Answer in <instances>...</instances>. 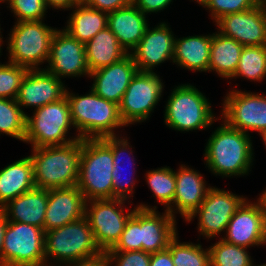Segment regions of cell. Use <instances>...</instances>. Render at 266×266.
I'll use <instances>...</instances> for the list:
<instances>
[{"label": "cell", "mask_w": 266, "mask_h": 266, "mask_svg": "<svg viewBox=\"0 0 266 266\" xmlns=\"http://www.w3.org/2000/svg\"><path fill=\"white\" fill-rule=\"evenodd\" d=\"M249 133L229 127L225 122L209 137L204 153L208 170L224 177L249 174L253 163V146Z\"/></svg>", "instance_id": "1"}, {"label": "cell", "mask_w": 266, "mask_h": 266, "mask_svg": "<svg viewBox=\"0 0 266 266\" xmlns=\"http://www.w3.org/2000/svg\"><path fill=\"white\" fill-rule=\"evenodd\" d=\"M82 139L66 145L32 148L35 187L46 190L77 186Z\"/></svg>", "instance_id": "2"}, {"label": "cell", "mask_w": 266, "mask_h": 266, "mask_svg": "<svg viewBox=\"0 0 266 266\" xmlns=\"http://www.w3.org/2000/svg\"><path fill=\"white\" fill-rule=\"evenodd\" d=\"M86 95H76L66 89L71 119L80 139H102L118 136L115 129L125 127L119 114V105L108 101L92 89Z\"/></svg>", "instance_id": "3"}, {"label": "cell", "mask_w": 266, "mask_h": 266, "mask_svg": "<svg viewBox=\"0 0 266 266\" xmlns=\"http://www.w3.org/2000/svg\"><path fill=\"white\" fill-rule=\"evenodd\" d=\"M102 255L104 253L97 246L85 216L45 232V260L48 264H52L54 259L53 265L58 263L60 266H67L93 260Z\"/></svg>", "instance_id": "4"}, {"label": "cell", "mask_w": 266, "mask_h": 266, "mask_svg": "<svg viewBox=\"0 0 266 266\" xmlns=\"http://www.w3.org/2000/svg\"><path fill=\"white\" fill-rule=\"evenodd\" d=\"M114 159L103 139L82 140L77 186L85 201L113 199Z\"/></svg>", "instance_id": "5"}, {"label": "cell", "mask_w": 266, "mask_h": 266, "mask_svg": "<svg viewBox=\"0 0 266 266\" xmlns=\"http://www.w3.org/2000/svg\"><path fill=\"white\" fill-rule=\"evenodd\" d=\"M172 90L164 111V122L169 128L180 132L203 130L219 120L209 99L196 86L181 84Z\"/></svg>", "instance_id": "6"}, {"label": "cell", "mask_w": 266, "mask_h": 266, "mask_svg": "<svg viewBox=\"0 0 266 266\" xmlns=\"http://www.w3.org/2000/svg\"><path fill=\"white\" fill-rule=\"evenodd\" d=\"M73 126L70 105L66 95L58 101L46 104L34 110L33 116L26 114V133L24 142L32 148L59 146L79 140L67 138V133Z\"/></svg>", "instance_id": "7"}, {"label": "cell", "mask_w": 266, "mask_h": 266, "mask_svg": "<svg viewBox=\"0 0 266 266\" xmlns=\"http://www.w3.org/2000/svg\"><path fill=\"white\" fill-rule=\"evenodd\" d=\"M8 37V59L10 63L28 70L44 69L39 66L48 62L51 40L57 28L41 21L15 22Z\"/></svg>", "instance_id": "8"}, {"label": "cell", "mask_w": 266, "mask_h": 266, "mask_svg": "<svg viewBox=\"0 0 266 266\" xmlns=\"http://www.w3.org/2000/svg\"><path fill=\"white\" fill-rule=\"evenodd\" d=\"M46 263L45 231L26 223L8 221L2 249V266Z\"/></svg>", "instance_id": "9"}, {"label": "cell", "mask_w": 266, "mask_h": 266, "mask_svg": "<svg viewBox=\"0 0 266 266\" xmlns=\"http://www.w3.org/2000/svg\"><path fill=\"white\" fill-rule=\"evenodd\" d=\"M124 199L90 200L85 203L84 216L93 231L94 239L100 250L105 253L119 241L125 224L134 209L125 212ZM124 205V206H123ZM89 206V207H88Z\"/></svg>", "instance_id": "10"}, {"label": "cell", "mask_w": 266, "mask_h": 266, "mask_svg": "<svg viewBox=\"0 0 266 266\" xmlns=\"http://www.w3.org/2000/svg\"><path fill=\"white\" fill-rule=\"evenodd\" d=\"M164 83L155 72L138 71L119 103V114L126 126L148 120L162 97Z\"/></svg>", "instance_id": "11"}, {"label": "cell", "mask_w": 266, "mask_h": 266, "mask_svg": "<svg viewBox=\"0 0 266 266\" xmlns=\"http://www.w3.org/2000/svg\"><path fill=\"white\" fill-rule=\"evenodd\" d=\"M247 198L223 189L211 187L201 205L190 215L186 222L198 217V232L208 239L220 235L236 210Z\"/></svg>", "instance_id": "12"}, {"label": "cell", "mask_w": 266, "mask_h": 266, "mask_svg": "<svg viewBox=\"0 0 266 266\" xmlns=\"http://www.w3.org/2000/svg\"><path fill=\"white\" fill-rule=\"evenodd\" d=\"M223 100L221 119L229 127L247 134L266 130V95L234 89Z\"/></svg>", "instance_id": "13"}, {"label": "cell", "mask_w": 266, "mask_h": 266, "mask_svg": "<svg viewBox=\"0 0 266 266\" xmlns=\"http://www.w3.org/2000/svg\"><path fill=\"white\" fill-rule=\"evenodd\" d=\"M266 232V205L259 197L256 202L245 200L230 219L226 237L222 239L237 246L263 245Z\"/></svg>", "instance_id": "14"}, {"label": "cell", "mask_w": 266, "mask_h": 266, "mask_svg": "<svg viewBox=\"0 0 266 266\" xmlns=\"http://www.w3.org/2000/svg\"><path fill=\"white\" fill-rule=\"evenodd\" d=\"M48 64L45 70L58 79L90 75L85 44L71 37L63 29H57L52 37Z\"/></svg>", "instance_id": "15"}, {"label": "cell", "mask_w": 266, "mask_h": 266, "mask_svg": "<svg viewBox=\"0 0 266 266\" xmlns=\"http://www.w3.org/2000/svg\"><path fill=\"white\" fill-rule=\"evenodd\" d=\"M218 32L243 46L266 45V14L264 2L243 12L228 14L216 23Z\"/></svg>", "instance_id": "16"}, {"label": "cell", "mask_w": 266, "mask_h": 266, "mask_svg": "<svg viewBox=\"0 0 266 266\" xmlns=\"http://www.w3.org/2000/svg\"><path fill=\"white\" fill-rule=\"evenodd\" d=\"M162 22L152 29H146L142 39L130 52L138 70L141 72H154V67L173 60L175 39L171 28Z\"/></svg>", "instance_id": "17"}, {"label": "cell", "mask_w": 266, "mask_h": 266, "mask_svg": "<svg viewBox=\"0 0 266 266\" xmlns=\"http://www.w3.org/2000/svg\"><path fill=\"white\" fill-rule=\"evenodd\" d=\"M66 89L61 79L45 69L28 70L15 100L20 107L37 109L63 98Z\"/></svg>", "instance_id": "18"}, {"label": "cell", "mask_w": 266, "mask_h": 266, "mask_svg": "<svg viewBox=\"0 0 266 266\" xmlns=\"http://www.w3.org/2000/svg\"><path fill=\"white\" fill-rule=\"evenodd\" d=\"M140 236L142 250L153 254L168 248L170 241L177 235L176 218L167 210L159 214L157 206L140 204Z\"/></svg>", "instance_id": "19"}, {"label": "cell", "mask_w": 266, "mask_h": 266, "mask_svg": "<svg viewBox=\"0 0 266 266\" xmlns=\"http://www.w3.org/2000/svg\"><path fill=\"white\" fill-rule=\"evenodd\" d=\"M130 54L111 65L90 72L91 89L100 97L119 105L130 81L138 72Z\"/></svg>", "instance_id": "20"}, {"label": "cell", "mask_w": 266, "mask_h": 266, "mask_svg": "<svg viewBox=\"0 0 266 266\" xmlns=\"http://www.w3.org/2000/svg\"><path fill=\"white\" fill-rule=\"evenodd\" d=\"M175 179L176 189L173 204L167 211L174 218L179 212L186 221L201 205L211 186H206L204 177L197 170L186 167L183 164L178 171H175Z\"/></svg>", "instance_id": "21"}, {"label": "cell", "mask_w": 266, "mask_h": 266, "mask_svg": "<svg viewBox=\"0 0 266 266\" xmlns=\"http://www.w3.org/2000/svg\"><path fill=\"white\" fill-rule=\"evenodd\" d=\"M85 198L78 186L48 190L44 231L62 227L84 216Z\"/></svg>", "instance_id": "22"}, {"label": "cell", "mask_w": 266, "mask_h": 266, "mask_svg": "<svg viewBox=\"0 0 266 266\" xmlns=\"http://www.w3.org/2000/svg\"><path fill=\"white\" fill-rule=\"evenodd\" d=\"M107 23V27L128 54L137 46L149 26L146 15L133 3L109 12Z\"/></svg>", "instance_id": "23"}, {"label": "cell", "mask_w": 266, "mask_h": 266, "mask_svg": "<svg viewBox=\"0 0 266 266\" xmlns=\"http://www.w3.org/2000/svg\"><path fill=\"white\" fill-rule=\"evenodd\" d=\"M47 205L48 190L35 187L10 200L1 210L8 221L26 223L44 230Z\"/></svg>", "instance_id": "24"}, {"label": "cell", "mask_w": 266, "mask_h": 266, "mask_svg": "<svg viewBox=\"0 0 266 266\" xmlns=\"http://www.w3.org/2000/svg\"><path fill=\"white\" fill-rule=\"evenodd\" d=\"M35 188L34 165L23 157L0 170V209L10 200Z\"/></svg>", "instance_id": "25"}, {"label": "cell", "mask_w": 266, "mask_h": 266, "mask_svg": "<svg viewBox=\"0 0 266 266\" xmlns=\"http://www.w3.org/2000/svg\"><path fill=\"white\" fill-rule=\"evenodd\" d=\"M211 42V34L176 38L172 63L194 72H209Z\"/></svg>", "instance_id": "26"}, {"label": "cell", "mask_w": 266, "mask_h": 266, "mask_svg": "<svg viewBox=\"0 0 266 266\" xmlns=\"http://www.w3.org/2000/svg\"><path fill=\"white\" fill-rule=\"evenodd\" d=\"M85 54L90 72L116 63L128 55L108 27L85 44Z\"/></svg>", "instance_id": "27"}, {"label": "cell", "mask_w": 266, "mask_h": 266, "mask_svg": "<svg viewBox=\"0 0 266 266\" xmlns=\"http://www.w3.org/2000/svg\"><path fill=\"white\" fill-rule=\"evenodd\" d=\"M72 10L66 28L63 30L83 44L107 27V12L91 8L87 4L75 5Z\"/></svg>", "instance_id": "28"}, {"label": "cell", "mask_w": 266, "mask_h": 266, "mask_svg": "<svg viewBox=\"0 0 266 266\" xmlns=\"http://www.w3.org/2000/svg\"><path fill=\"white\" fill-rule=\"evenodd\" d=\"M243 45L219 32L212 34L209 72L215 71L222 78H231L238 66Z\"/></svg>", "instance_id": "29"}, {"label": "cell", "mask_w": 266, "mask_h": 266, "mask_svg": "<svg viewBox=\"0 0 266 266\" xmlns=\"http://www.w3.org/2000/svg\"><path fill=\"white\" fill-rule=\"evenodd\" d=\"M110 147L112 150V155L114 159V169L112 172V177H113V199H124L128 200L132 196V193L134 192V186L136 178H132L133 175H130V180L124 176H122L123 171V164L125 162L124 159L122 158L125 154H129V156L132 155L133 151H129L131 149V146H129V142L127 139L119 138L118 136H112V137H104L102 138ZM131 154V155H130ZM128 156V155H127ZM126 157V155H125ZM133 161L134 158L129 157ZM130 165V164H129ZM133 170H131L132 172ZM130 172V171H129ZM130 174H133L131 173ZM130 196V197H129Z\"/></svg>", "instance_id": "30"}, {"label": "cell", "mask_w": 266, "mask_h": 266, "mask_svg": "<svg viewBox=\"0 0 266 266\" xmlns=\"http://www.w3.org/2000/svg\"><path fill=\"white\" fill-rule=\"evenodd\" d=\"M262 81L266 77V45L244 46L235 74L230 78Z\"/></svg>", "instance_id": "31"}, {"label": "cell", "mask_w": 266, "mask_h": 266, "mask_svg": "<svg viewBox=\"0 0 266 266\" xmlns=\"http://www.w3.org/2000/svg\"><path fill=\"white\" fill-rule=\"evenodd\" d=\"M26 113L15 99L0 98V134H6L24 142Z\"/></svg>", "instance_id": "32"}, {"label": "cell", "mask_w": 266, "mask_h": 266, "mask_svg": "<svg viewBox=\"0 0 266 266\" xmlns=\"http://www.w3.org/2000/svg\"><path fill=\"white\" fill-rule=\"evenodd\" d=\"M177 235L170 241L168 250L174 266H211L209 248H202L200 243L180 242Z\"/></svg>", "instance_id": "33"}, {"label": "cell", "mask_w": 266, "mask_h": 266, "mask_svg": "<svg viewBox=\"0 0 266 266\" xmlns=\"http://www.w3.org/2000/svg\"><path fill=\"white\" fill-rule=\"evenodd\" d=\"M146 182L153 197L167 210L172 204L176 189L175 171L169 166L147 171Z\"/></svg>", "instance_id": "34"}, {"label": "cell", "mask_w": 266, "mask_h": 266, "mask_svg": "<svg viewBox=\"0 0 266 266\" xmlns=\"http://www.w3.org/2000/svg\"><path fill=\"white\" fill-rule=\"evenodd\" d=\"M211 266H252L247 248L228 243L220 238L209 247Z\"/></svg>", "instance_id": "35"}, {"label": "cell", "mask_w": 266, "mask_h": 266, "mask_svg": "<svg viewBox=\"0 0 266 266\" xmlns=\"http://www.w3.org/2000/svg\"><path fill=\"white\" fill-rule=\"evenodd\" d=\"M28 69L13 63H0V98L16 99Z\"/></svg>", "instance_id": "36"}, {"label": "cell", "mask_w": 266, "mask_h": 266, "mask_svg": "<svg viewBox=\"0 0 266 266\" xmlns=\"http://www.w3.org/2000/svg\"><path fill=\"white\" fill-rule=\"evenodd\" d=\"M202 7L211 11V19L216 22L219 18L253 8L257 0H195Z\"/></svg>", "instance_id": "37"}, {"label": "cell", "mask_w": 266, "mask_h": 266, "mask_svg": "<svg viewBox=\"0 0 266 266\" xmlns=\"http://www.w3.org/2000/svg\"><path fill=\"white\" fill-rule=\"evenodd\" d=\"M0 2H8L11 12L17 18L16 22L43 21L47 11L45 0H0Z\"/></svg>", "instance_id": "38"}, {"label": "cell", "mask_w": 266, "mask_h": 266, "mask_svg": "<svg viewBox=\"0 0 266 266\" xmlns=\"http://www.w3.org/2000/svg\"><path fill=\"white\" fill-rule=\"evenodd\" d=\"M142 250L140 236V208H136L127 220L124 231L116 245L108 251Z\"/></svg>", "instance_id": "39"}, {"label": "cell", "mask_w": 266, "mask_h": 266, "mask_svg": "<svg viewBox=\"0 0 266 266\" xmlns=\"http://www.w3.org/2000/svg\"><path fill=\"white\" fill-rule=\"evenodd\" d=\"M104 255L109 266L114 262L115 266H149L151 260V254L143 250L106 251Z\"/></svg>", "instance_id": "40"}, {"label": "cell", "mask_w": 266, "mask_h": 266, "mask_svg": "<svg viewBox=\"0 0 266 266\" xmlns=\"http://www.w3.org/2000/svg\"><path fill=\"white\" fill-rule=\"evenodd\" d=\"M171 2L173 0H132V3L145 15L164 11Z\"/></svg>", "instance_id": "41"}, {"label": "cell", "mask_w": 266, "mask_h": 266, "mask_svg": "<svg viewBox=\"0 0 266 266\" xmlns=\"http://www.w3.org/2000/svg\"><path fill=\"white\" fill-rule=\"evenodd\" d=\"M132 3V0H90L88 6L104 12H112L124 8Z\"/></svg>", "instance_id": "42"}, {"label": "cell", "mask_w": 266, "mask_h": 266, "mask_svg": "<svg viewBox=\"0 0 266 266\" xmlns=\"http://www.w3.org/2000/svg\"><path fill=\"white\" fill-rule=\"evenodd\" d=\"M149 266H174L171 252L168 249H165L151 254Z\"/></svg>", "instance_id": "43"}, {"label": "cell", "mask_w": 266, "mask_h": 266, "mask_svg": "<svg viewBox=\"0 0 266 266\" xmlns=\"http://www.w3.org/2000/svg\"><path fill=\"white\" fill-rule=\"evenodd\" d=\"M45 3H46L47 9L52 7L57 10L58 9L71 10L75 6L73 0H45Z\"/></svg>", "instance_id": "44"}, {"label": "cell", "mask_w": 266, "mask_h": 266, "mask_svg": "<svg viewBox=\"0 0 266 266\" xmlns=\"http://www.w3.org/2000/svg\"><path fill=\"white\" fill-rule=\"evenodd\" d=\"M7 217L5 213L0 209V266H2V249H3V241L4 234L7 227Z\"/></svg>", "instance_id": "45"}, {"label": "cell", "mask_w": 266, "mask_h": 266, "mask_svg": "<svg viewBox=\"0 0 266 266\" xmlns=\"http://www.w3.org/2000/svg\"><path fill=\"white\" fill-rule=\"evenodd\" d=\"M67 266H109V265H108V261H107V258L105 257V255H102V256L95 258L93 260L78 262V263L70 264Z\"/></svg>", "instance_id": "46"}, {"label": "cell", "mask_w": 266, "mask_h": 266, "mask_svg": "<svg viewBox=\"0 0 266 266\" xmlns=\"http://www.w3.org/2000/svg\"><path fill=\"white\" fill-rule=\"evenodd\" d=\"M90 0H73L75 5H85L88 4Z\"/></svg>", "instance_id": "47"}, {"label": "cell", "mask_w": 266, "mask_h": 266, "mask_svg": "<svg viewBox=\"0 0 266 266\" xmlns=\"http://www.w3.org/2000/svg\"><path fill=\"white\" fill-rule=\"evenodd\" d=\"M259 135L262 137V140L266 146V130L262 131Z\"/></svg>", "instance_id": "48"}, {"label": "cell", "mask_w": 266, "mask_h": 266, "mask_svg": "<svg viewBox=\"0 0 266 266\" xmlns=\"http://www.w3.org/2000/svg\"><path fill=\"white\" fill-rule=\"evenodd\" d=\"M262 194V195H261ZM260 194V198L263 200V202L266 205V189Z\"/></svg>", "instance_id": "49"}, {"label": "cell", "mask_w": 266, "mask_h": 266, "mask_svg": "<svg viewBox=\"0 0 266 266\" xmlns=\"http://www.w3.org/2000/svg\"><path fill=\"white\" fill-rule=\"evenodd\" d=\"M0 34H1V28H0ZM1 36H2V34L0 35V56H1V50H2L1 47H2V44H3V42H4V41L2 40L3 37H1Z\"/></svg>", "instance_id": "50"}, {"label": "cell", "mask_w": 266, "mask_h": 266, "mask_svg": "<svg viewBox=\"0 0 266 266\" xmlns=\"http://www.w3.org/2000/svg\"><path fill=\"white\" fill-rule=\"evenodd\" d=\"M32 266H56V264H54V265L53 264H51V265L49 264L48 265L47 263H44V264H41V265H32ZM58 266H60V265H58Z\"/></svg>", "instance_id": "51"}, {"label": "cell", "mask_w": 266, "mask_h": 266, "mask_svg": "<svg viewBox=\"0 0 266 266\" xmlns=\"http://www.w3.org/2000/svg\"><path fill=\"white\" fill-rule=\"evenodd\" d=\"M262 244L264 245H266V232H265V235H264V238H263V242H262Z\"/></svg>", "instance_id": "52"}, {"label": "cell", "mask_w": 266, "mask_h": 266, "mask_svg": "<svg viewBox=\"0 0 266 266\" xmlns=\"http://www.w3.org/2000/svg\"><path fill=\"white\" fill-rule=\"evenodd\" d=\"M264 11H265V14H266V2H264Z\"/></svg>", "instance_id": "53"}, {"label": "cell", "mask_w": 266, "mask_h": 266, "mask_svg": "<svg viewBox=\"0 0 266 266\" xmlns=\"http://www.w3.org/2000/svg\"><path fill=\"white\" fill-rule=\"evenodd\" d=\"M260 3L266 2V0H257Z\"/></svg>", "instance_id": "54"}, {"label": "cell", "mask_w": 266, "mask_h": 266, "mask_svg": "<svg viewBox=\"0 0 266 266\" xmlns=\"http://www.w3.org/2000/svg\"><path fill=\"white\" fill-rule=\"evenodd\" d=\"M254 264H252V266H253ZM256 266V265H255ZM258 266H266V264H262V265H258Z\"/></svg>", "instance_id": "55"}]
</instances>
